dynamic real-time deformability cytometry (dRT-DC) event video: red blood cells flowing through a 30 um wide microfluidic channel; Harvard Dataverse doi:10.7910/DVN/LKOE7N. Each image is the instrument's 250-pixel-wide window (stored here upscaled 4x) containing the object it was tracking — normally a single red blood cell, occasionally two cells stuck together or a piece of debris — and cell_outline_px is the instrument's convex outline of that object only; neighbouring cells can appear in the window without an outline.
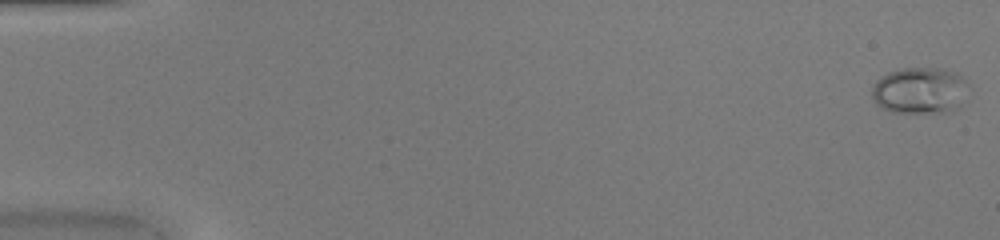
{"species": "common noctule bat (a hibernating species)", "species_latin": "Nyctalus noctula", "temperature_condition": "warm", "stored_images_in_passage": 50, "camera_frame_rate_fps": 3000, "um_per_image_px": 0.085, "animal": {"sex": "female", "body_mass_g": 20.0, "forearm_length_mm": 54.0}, "frame": {"image": 1, "passage_image": 1, "time_ms": 0.0, "image_size_px": [1000, 240], "cell_outline_px": [[968, 84], [960, 108], [952, 112], [892, 112], [880, 108], [872, 100], [872, 84], [876, 80], [888, 72], [900, 68], [944, 68], [960, 72]], "centroid_in_image_um": [78.19, 7.68], "position_along_channel_um": 6.8, "area_um2": 26.76}}
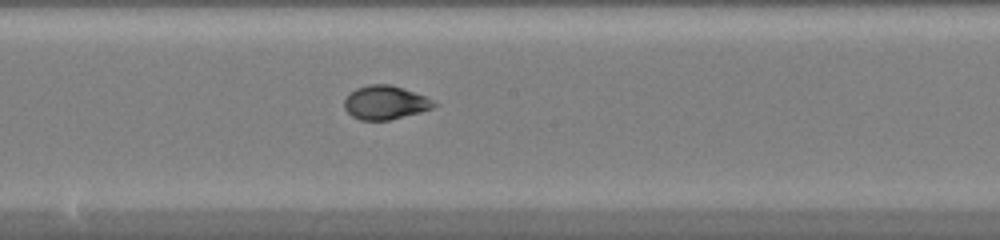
{"frame": {"image": 2, "passage_image": 28, "time_ms": 9.0, "image_size_px": [1000, 240], "cell_outline_px": [[440, 104], [432, 108], [420, 112], [388, 120], [360, 120], [352, 116], [344, 108], [344, 100], [356, 88], [368, 84], [388, 84], [424, 96]], "centroid_in_image_um": [32.73, 8.72], "position_along_channel_um": 215.5, "area_um2": 17.34}}
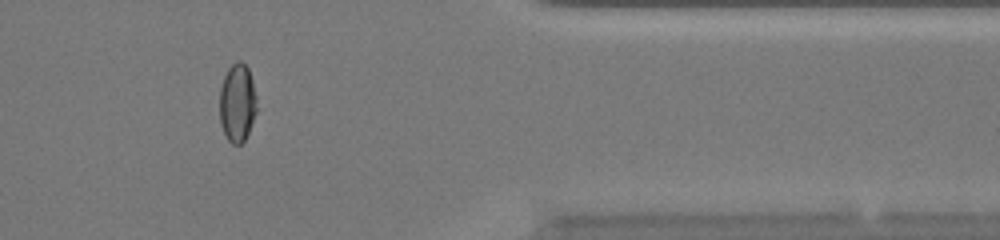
{"frame": {"image": 3, "passage_image": 42, "time_ms": 13.667, "image_size_px": [1000, 240], "cell_outline_px": [[256, 112], [248, 132], [244, 140], [240, 144], [232, 144], [228, 140], [220, 124], [220, 88], [224, 76], [228, 68], [236, 60], [240, 60], [248, 68], [252, 80], [256, 96]], "centroid_in_image_um": [20.16, 8.72], "position_along_channel_um": 391.2, "area_um2": 16.88}, "authors_computed_cell_mechanics": {"area_um2": 17.9469, "velocity_mm_per_s": 4.1795, "shape_relaxation_time_tau1_ms": null, "shape_relaxation_time_tau2_ms": 1.1962, "deformation_change_tau1": null, "deformation_change_tau2": 0.0508}}